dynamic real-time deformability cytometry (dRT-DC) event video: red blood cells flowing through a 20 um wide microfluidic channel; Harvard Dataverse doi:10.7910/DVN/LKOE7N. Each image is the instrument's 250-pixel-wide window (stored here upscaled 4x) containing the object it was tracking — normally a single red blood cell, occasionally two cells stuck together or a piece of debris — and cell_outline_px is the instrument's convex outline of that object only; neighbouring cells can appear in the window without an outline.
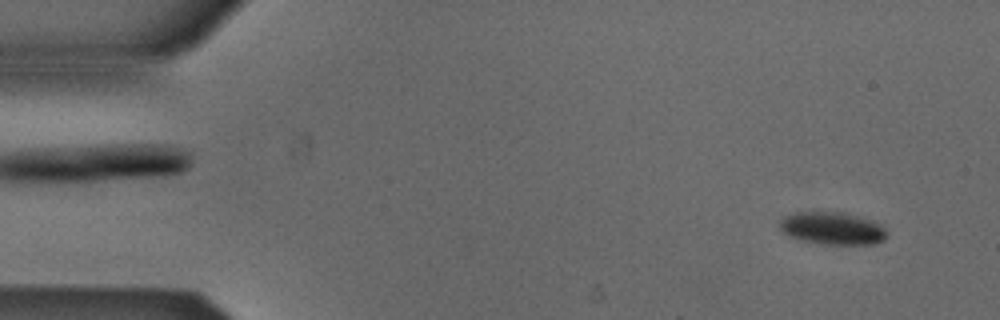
{"species": "Egyptian fruit bat (a non-hibernating species)", "species_latin": "Rousettus aegyptiacus", "temperature_condition": "cold", "stored_images_in_passage": 53, "camera_frame_rate_fps": 3000, "um_per_image_px": 0.085, "animal": {"sex": "male"}, "frame": {"image": 1, "passage_image": 4, "time_ms": 1.0, "image_size_px": [1000, 320], "cell_outline_px": [[884, 240], [872, 244], [820, 244], [800, 240], [788, 236], [780, 228], [780, 224], [788, 216], [796, 212], [844, 212], [860, 216], [872, 220], [880, 224], [884, 228]], "centroid_in_image_um": [70.77, 19.41], "position_along_channel_um": 14.2, "area_um2": 20.06}}
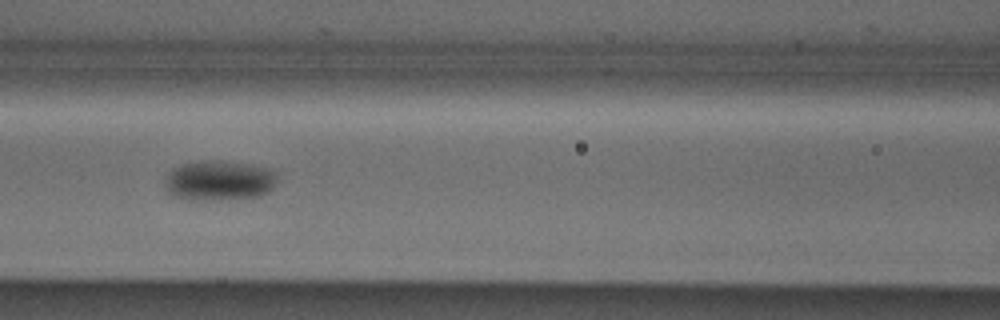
{"frame": {"image": 2, "passage_image": 23, "time_ms": 7.333, "image_size_px": [1000, 320], "cell_outline_px": [[276, 180], [272, 188], [268, 192], [260, 196], [220, 200], [192, 200], [176, 196], [168, 192], [164, 184], [164, 176], [172, 168], [180, 164], [200, 160], [220, 160], [248, 164], [268, 168], [276, 172]], "centroid_in_image_um": [18.58, 15.33], "position_along_channel_um": 148.0, "area_um2": 26.59}}
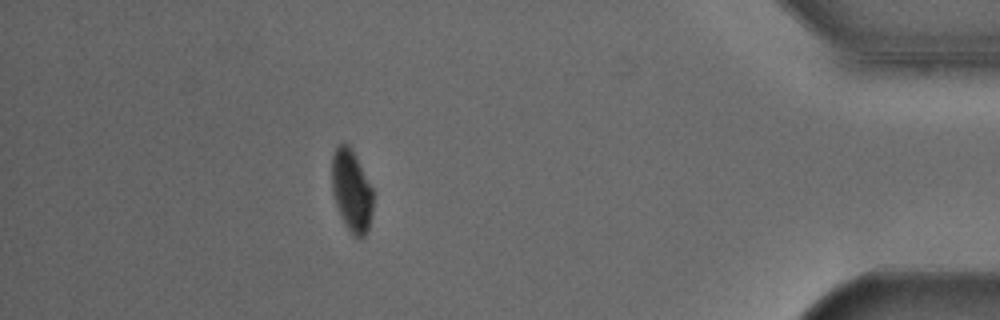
{"frame": {"image": 3, "passage_image": 47, "time_ms": 15.333, "image_size_px": [1000, 320], "cell_outline_px": [[372, 212], [368, 228], [364, 236], [360, 240], [352, 236], [344, 224], [340, 216], [332, 192], [332, 156], [336, 148], [340, 144], [348, 144], [372, 188]], "centroid_in_image_um": [29.86, 16.29], "position_along_channel_um": 405.3, "area_um2": 19.42}, "authors_computed_cell_mechanics": {"area_um2": 22.253, "velocity_mm_per_s": 3.8574, "shape_relaxation_time_tau1_ms": 3.0424, "shape_relaxation_time_tau2_ms": null, "deformation_change_tau1": 0.0864, "deformation_change_tau2": null}}